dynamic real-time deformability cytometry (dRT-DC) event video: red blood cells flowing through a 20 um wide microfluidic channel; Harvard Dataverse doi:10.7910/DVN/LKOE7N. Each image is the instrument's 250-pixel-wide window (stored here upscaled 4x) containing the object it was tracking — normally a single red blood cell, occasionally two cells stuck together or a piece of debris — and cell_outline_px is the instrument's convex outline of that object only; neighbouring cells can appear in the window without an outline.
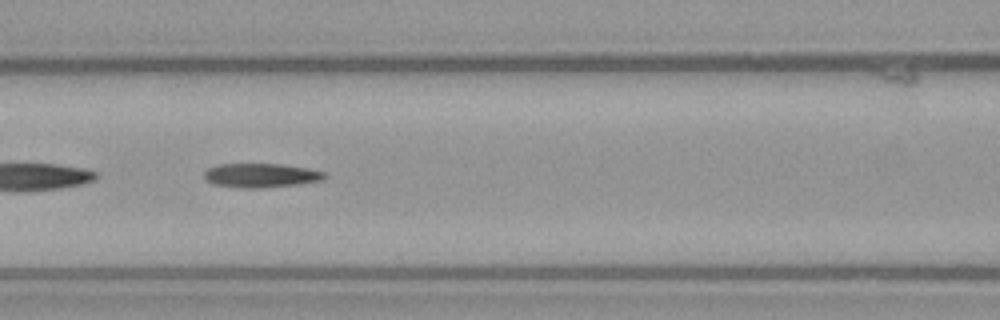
{"species": "common noctule bat (a hibernating species)", "species_latin": "Nyctalus noctula", "temperature_condition": "warm", "stored_images_in_passage": 52, "segment_of_instrument_passage": [2, 2], "camera_frame_rate_fps": 3000, "um_per_image_px": 0.085, "animal": {"sex": "female", "body_mass_g": 21.9}, "frame": {"image": 1, "passage_image": 23, "time_ms": 7.333, "image_size_px": [1000, 320], "cell_outline_px": [[328, 176], [324, 180], [300, 184], [260, 188], [240, 188], [212, 184], [204, 176], [204, 172], [208, 168], [216, 164], [280, 164], [308, 168], [324, 172]], "centroid_in_image_um": [22.2, 14.91], "position_along_channel_um": 144.4, "area_um2": 17.05}}
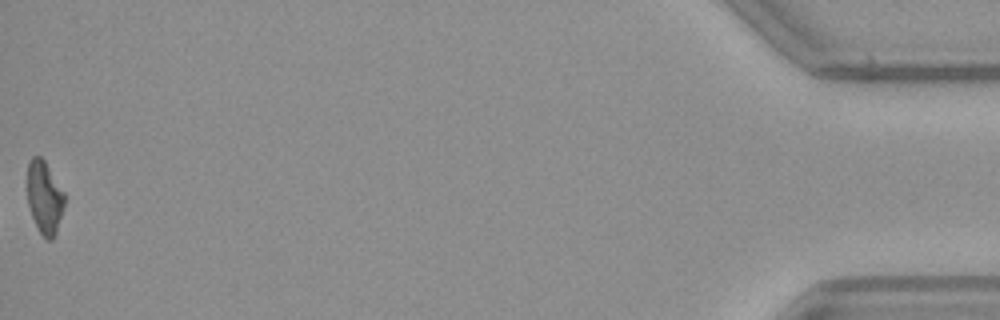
{"frame": {"image": 2, "passage_image": 52, "time_ms": 17.0, "image_size_px": [1000, 320], "cell_outline_px": [[64, 204], [56, 232], [52, 240], [48, 240], [40, 232], [32, 216], [28, 204], [28, 164], [32, 156], [40, 156], [44, 160], [64, 192]], "centroid_in_image_um": [3.78, 16.76], "position_along_channel_um": 431.4, "area_um2": 15.37}}